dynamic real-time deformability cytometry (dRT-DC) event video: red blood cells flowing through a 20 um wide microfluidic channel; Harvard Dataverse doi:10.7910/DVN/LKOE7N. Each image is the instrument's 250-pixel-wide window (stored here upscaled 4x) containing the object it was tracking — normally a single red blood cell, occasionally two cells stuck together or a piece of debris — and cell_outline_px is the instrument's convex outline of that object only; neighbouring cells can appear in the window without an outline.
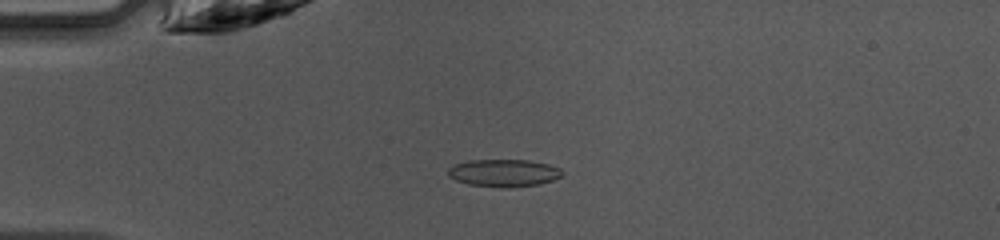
{"species": "common noctule bat (a hibernating species)", "species_latin": "Nyctalus noctula", "temperature_condition": "warm", "stored_images_in_passage": 39, "camera_frame_rate_fps": 3000, "um_per_image_px": 0.085, "animal": {"sex": "female", "body_mass_g": 10.0, "forearm_length_mm": 53.1}, "frame": {"image": 1, "passage_image": 4, "time_ms": 1.0, "image_size_px": [1000, 240], "cell_outline_px": [[564, 176], [540, 184], [508, 188], [500, 188], [468, 184], [456, 180], [448, 176], [448, 168], [456, 164], [468, 160], [528, 160], [548, 164], [560, 168], [564, 172]], "centroid_in_image_um": [42.85, 14.71], "position_along_channel_um": 42.2, "area_um2": 18.44}}
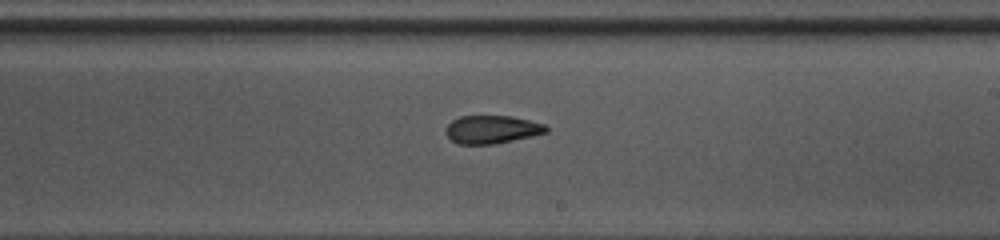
{"frame": {"image": 2, "passage_image": 20, "time_ms": 6.333, "image_size_px": [1000, 240], "cell_outline_px": [[548, 132], [532, 136], [492, 144], [456, 144], [444, 132], [444, 128], [452, 120], [460, 116], [512, 116], [544, 124], [548, 128]], "centroid_in_image_um": [41.77, 11.0], "position_along_channel_um": 247.2, "area_um2": 16.42}}
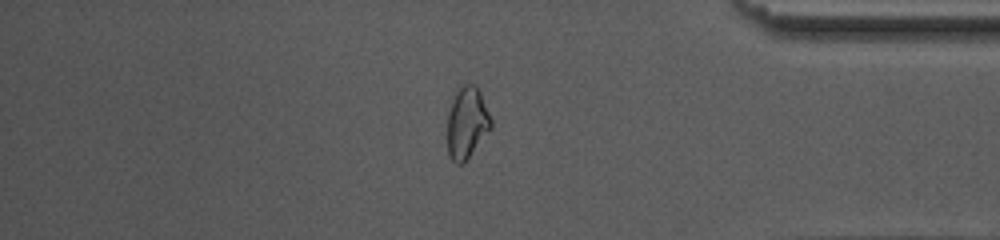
{"frame": {"image": 3, "passage_image": 32, "time_ms": 10.333, "image_size_px": [1000, 240], "cell_outline_px": [[492, 128], [464, 164], [456, 164], [448, 156], [448, 112], [456, 88], [464, 84], [476, 84], [480, 92], [492, 120]], "centroid_in_image_um": [39.69, 10.44], "position_along_channel_um": 395.5, "area_um2": 18.5}, "authors_computed_cell_mechanics": {"area_um2": 17.051, "velocity_mm_per_s": 4.2455, "shape_relaxation_time_tau1_ms": null, "shape_relaxation_time_tau2_ms": 3.2839, "deformation_change_tau1": null, "deformation_change_tau2": 0.0959}}